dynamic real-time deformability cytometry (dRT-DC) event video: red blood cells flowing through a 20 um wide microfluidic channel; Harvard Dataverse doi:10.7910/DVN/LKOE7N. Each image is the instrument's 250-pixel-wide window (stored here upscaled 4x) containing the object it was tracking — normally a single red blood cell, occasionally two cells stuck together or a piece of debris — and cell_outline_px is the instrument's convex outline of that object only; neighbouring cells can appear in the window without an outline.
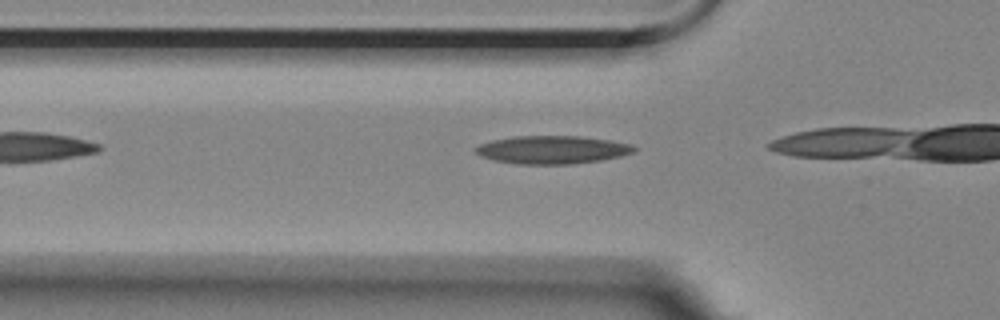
{"species": "Egyptian fruit bat (a non-hibernating species)", "species_latin": "Rousettus aegyptiacus", "temperature_condition": "room temperature", "stored_images_in_passage": 7, "camera_frame_rate_fps": 3000, "um_per_image_px": 0.085, "animal": {"sex": "female"}, "frame": {"image": 1, "passage_image": 2, "time_ms": 0.333, "image_size_px": [1000, 320], "cell_outline_px": [[636, 148], [632, 152], [620, 156], [600, 160], [572, 164], [516, 164], [496, 160], [480, 156], [472, 148], [480, 144], [492, 140], [512, 136], [580, 136], [608, 140], [628, 144]], "centroid_in_image_um": [46.87, 12.73], "position_along_channel_um": 78.9, "area_um2": 25.72}}